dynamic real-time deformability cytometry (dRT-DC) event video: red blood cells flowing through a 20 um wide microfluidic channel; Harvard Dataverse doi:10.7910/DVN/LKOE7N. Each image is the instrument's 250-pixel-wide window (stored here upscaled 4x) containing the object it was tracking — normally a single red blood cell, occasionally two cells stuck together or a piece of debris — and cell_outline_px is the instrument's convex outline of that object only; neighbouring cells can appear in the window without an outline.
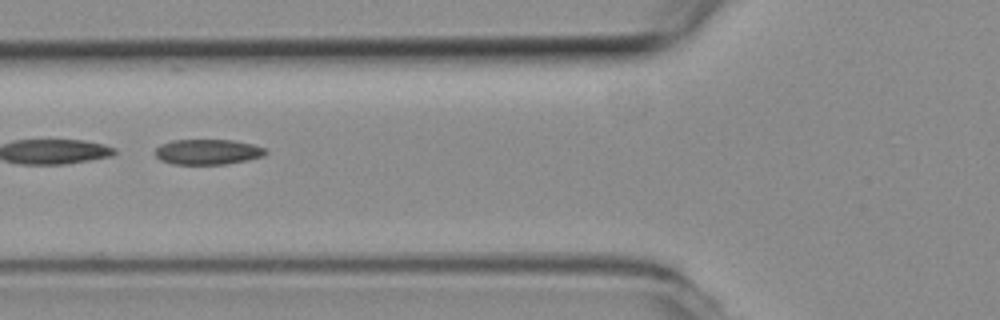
{"species": "common noctule bat (a hibernating species)", "species_latin": "Nyctalus noctula", "temperature_condition": "room temperature", "stored_images_in_passage": 7, "camera_frame_rate_fps": 3000, "um_per_image_px": 0.085, "animal": {"sex": "female", "body_mass_g": 19.3, "forearm_length_mm": 54.1}, "frame": {"image": 1, "passage_image": 6, "time_ms": 1.667, "image_size_px": [1000, 320], "cell_outline_px": [[268, 152], [264, 156], [248, 160], [228, 164], [172, 164], [160, 160], [156, 156], [156, 148], [160, 144], [172, 140], [232, 140], [252, 144], [264, 148]], "centroid_in_image_um": [17.66, 12.91], "position_along_channel_um": 108.1, "area_um2": 16.36}}
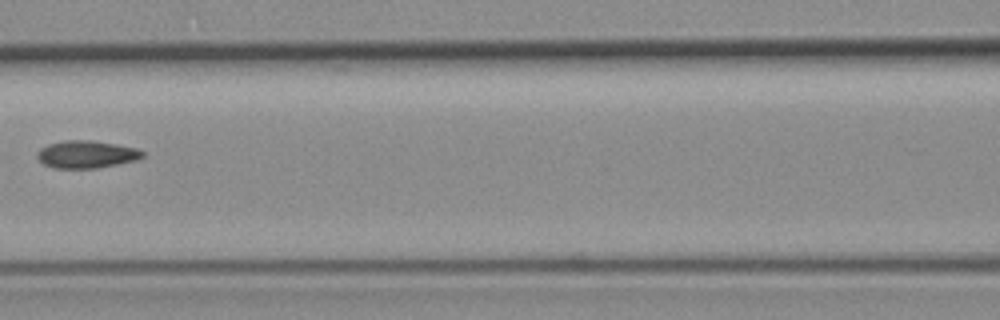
{"frame": {"image": 2, "passage_image": 7, "time_ms": 2.0, "image_size_px": [1000, 320], "cell_outline_px": [[144, 156], [136, 160], [96, 168], [52, 168], [44, 164], [36, 156], [36, 152], [40, 148], [48, 144], [64, 140], [88, 140], [136, 148], [144, 152]], "centroid_in_image_um": [7.3, 13.12], "position_along_channel_um": 159.3, "area_um2": 16.7}}